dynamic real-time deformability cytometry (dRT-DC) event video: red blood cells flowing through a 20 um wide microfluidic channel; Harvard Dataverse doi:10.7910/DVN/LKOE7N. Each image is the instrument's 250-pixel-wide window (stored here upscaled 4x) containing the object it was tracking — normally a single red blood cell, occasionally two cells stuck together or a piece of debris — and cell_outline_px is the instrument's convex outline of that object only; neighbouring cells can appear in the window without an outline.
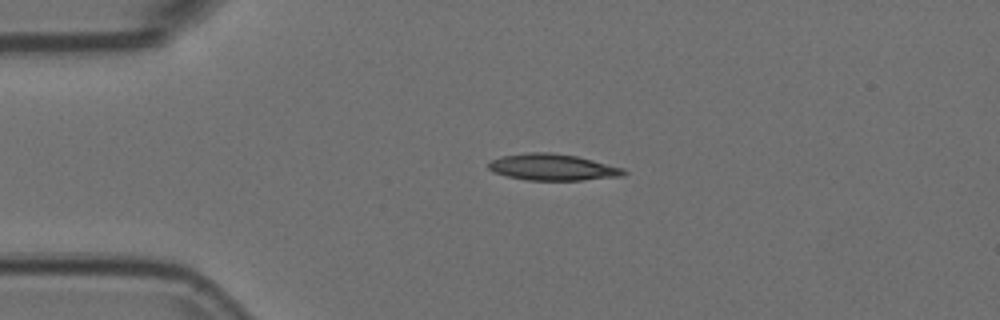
{"species": "Egyptian fruit bat (a non-hibernating species)", "species_latin": "Rousettus aegyptiacus", "temperature_condition": "room temperature", "stored_images_in_passage": 2, "camera_frame_rate_fps": 3000, "um_per_image_px": 0.085, "animal": {"sex": "female"}, "frame": {"image": 1, "passage_image": 1, "time_ms": 0.0, "image_size_px": [1000, 320], "cell_outline_px": [[628, 172], [624, 176], [580, 180], [528, 180], [508, 176], [492, 172], [488, 168], [488, 164], [492, 160], [504, 156], [528, 152], [548, 152], [576, 156], [624, 168]], "centroid_in_image_um": [47.0, 14.22], "position_along_channel_um": 38.0, "area_um2": 20.69}}